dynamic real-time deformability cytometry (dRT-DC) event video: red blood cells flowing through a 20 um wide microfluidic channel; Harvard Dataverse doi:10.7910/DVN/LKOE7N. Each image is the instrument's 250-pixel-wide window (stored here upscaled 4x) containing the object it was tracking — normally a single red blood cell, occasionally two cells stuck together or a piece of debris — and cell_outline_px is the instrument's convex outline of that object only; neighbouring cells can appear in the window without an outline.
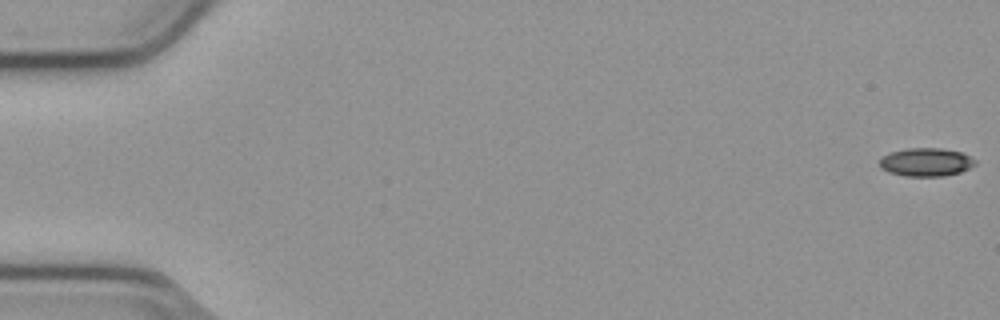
{"species": "common noctule bat (a hibernating species)", "species_latin": "Nyctalus noctula", "temperature_condition": "cold", "stored_images_in_passage": 55, "camera_frame_rate_fps": 3000, "um_per_image_px": 0.085, "animal": {"sex": "male", "body_mass_g": 23.1, "forearm_length_mm": 52.7}, "frame": {"image": 1, "passage_image": 1, "time_ms": 0.0, "image_size_px": [1000, 320], "cell_outline_px": [[976, 164], [960, 172], [944, 176], [904, 176], [888, 172], [880, 168], [880, 160], [888, 152], [908, 148], [940, 148], [960, 152], [976, 160]], "centroid_in_image_um": [78.68, 13.78], "position_along_channel_um": 6.3, "area_um2": 15.72}}
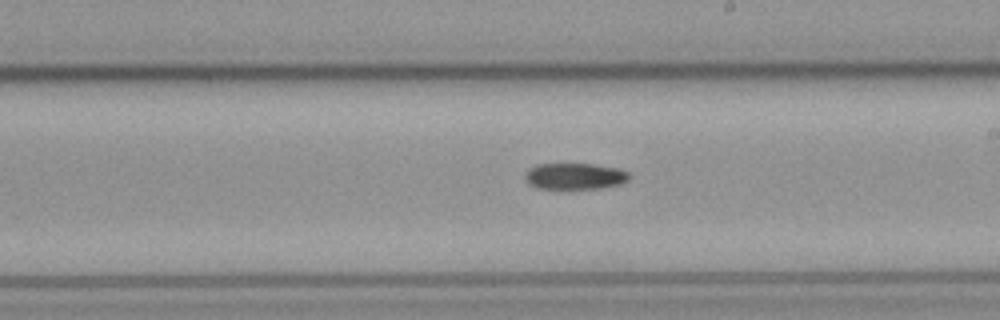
{"frame": {"image": 2, "passage_image": 32, "time_ms": 10.333, "image_size_px": [1000, 320], "cell_outline_px": [[628, 180], [620, 184], [600, 188], [536, 188], [524, 176], [528, 168], [536, 164], [592, 164], [620, 168], [628, 172]], "centroid_in_image_um": [48.87, 14.96], "position_along_channel_um": 240.1, "area_um2": 15.78}}
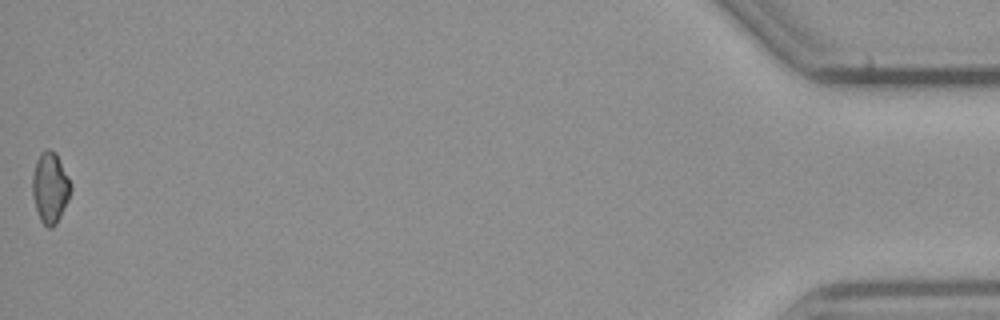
{"frame": {"image": 3, "passage_image": 55, "time_ms": 18.0, "image_size_px": [1000, 320], "cell_outline_px": [[72, 188], [68, 200], [56, 224], [52, 228], [48, 228], [40, 220], [32, 196], [32, 176], [36, 160], [40, 152], [44, 148], [48, 148], [56, 152], [68, 176]], "centroid_in_image_um": [4.25, 15.92], "position_along_channel_um": 430.9, "area_um2": 15.95}}